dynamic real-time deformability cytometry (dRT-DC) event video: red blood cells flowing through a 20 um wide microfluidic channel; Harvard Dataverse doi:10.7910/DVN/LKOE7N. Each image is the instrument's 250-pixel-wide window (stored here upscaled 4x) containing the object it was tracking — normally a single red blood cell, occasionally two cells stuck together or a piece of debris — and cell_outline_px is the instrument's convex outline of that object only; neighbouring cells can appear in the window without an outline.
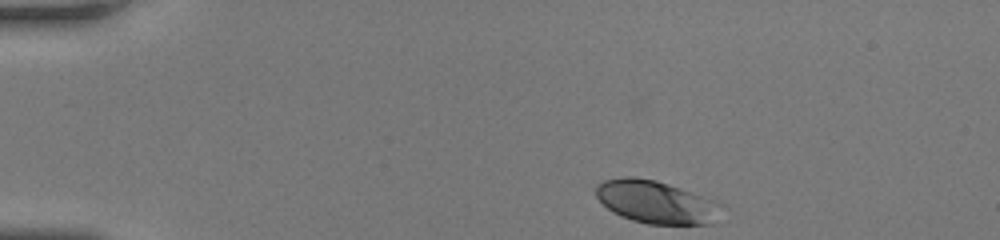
{"species": "human", "species_latin": "Homo sapiens", "temperature_condition": "room temperature", "stored_images_in_passage": 42, "camera_frame_rate_fps": 3000, "um_per_image_px": 0.085, "donor": {"sex": "female"}, "frame": {"image": 1, "passage_image": 1, "time_ms": 0.0, "image_size_px": [1000, 240], "cell_outline_px": [[712, 224], [648, 224], [632, 220], [608, 208], [596, 196], [596, 184], [604, 180], [624, 176], [632, 176], [656, 180], [680, 188], [700, 196]], "centroid_in_image_um": [55.41, 17.12], "position_along_channel_um": 29.6, "area_um2": 28.73}}
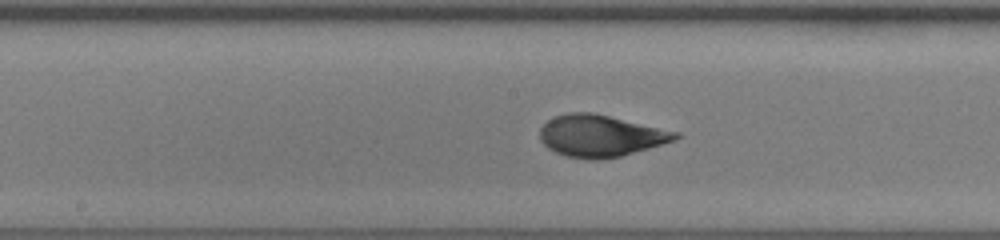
{"frame": {"image": 2, "passage_image": 19, "time_ms": 6.0, "image_size_px": [1000, 240], "cell_outline_px": [[680, 136], [676, 140], [620, 156], [600, 160], [592, 160], [568, 156], [556, 152], [548, 148], [540, 140], [540, 128], [548, 120], [556, 116], [568, 112], [592, 112], [680, 132]], "centroid_in_image_um": [51.05, 11.54], "position_along_channel_um": 197.2, "area_um2": 32.83}}
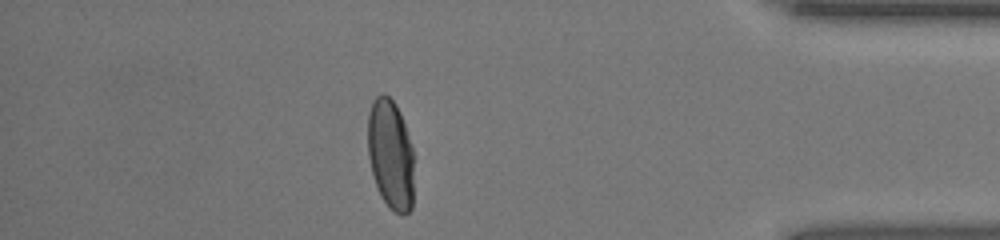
{"frame": {"image": 3, "passage_image": 36, "time_ms": 11.667, "image_size_px": [1000, 240], "cell_outline_px": [[412, 208], [404, 216], [388, 208], [380, 196], [372, 172], [368, 156], [368, 116], [372, 100], [380, 92], [384, 92], [396, 104], [400, 112], [412, 148]], "centroid_in_image_um": [33.17, 13.11], "position_along_channel_um": 402.0, "area_um2": 29.59}, "authors_computed_cell_mechanics": {"area_um2": 31.5588, "velocity_mm_per_s": 4.2102, "shape_relaxation_time_tau1_ms": 4.5577, "shape_relaxation_time_tau2_ms": null, "deformation_change_tau1": 0.1842, "deformation_change_tau2": null}}